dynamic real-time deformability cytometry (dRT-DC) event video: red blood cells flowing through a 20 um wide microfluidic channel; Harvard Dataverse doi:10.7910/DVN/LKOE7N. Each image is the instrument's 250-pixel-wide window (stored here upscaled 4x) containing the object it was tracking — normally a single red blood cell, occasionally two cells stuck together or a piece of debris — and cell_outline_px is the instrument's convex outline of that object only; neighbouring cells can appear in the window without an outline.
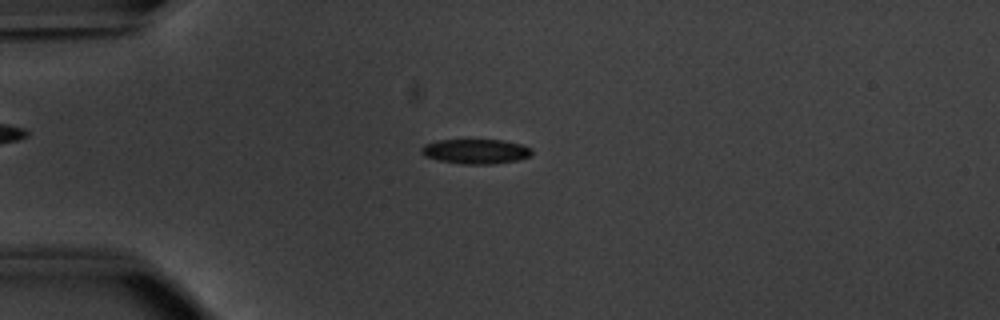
{"species": "common noctule bat (a hibernating species)", "species_latin": "Nyctalus noctula", "temperature_condition": "warm", "stored_images_in_passage": 53, "camera_frame_rate_fps": 3000, "um_per_image_px": 0.085, "animal": {"sex": "male", "body_mass_g": 20.1, "forearm_length_mm": 53.5}, "frame": {"image": 1, "passage_image": 14, "time_ms": 4.333, "image_size_px": [1000, 320], "cell_outline_px": [[532, 152], [528, 156], [516, 160], [492, 164], [464, 164], [440, 160], [424, 156], [420, 152], [420, 148], [424, 144], [436, 140], [504, 140], [520, 144], [532, 148]], "centroid_in_image_um": [40.4, 12.86], "position_along_channel_um": 44.6, "area_um2": 15.84}}
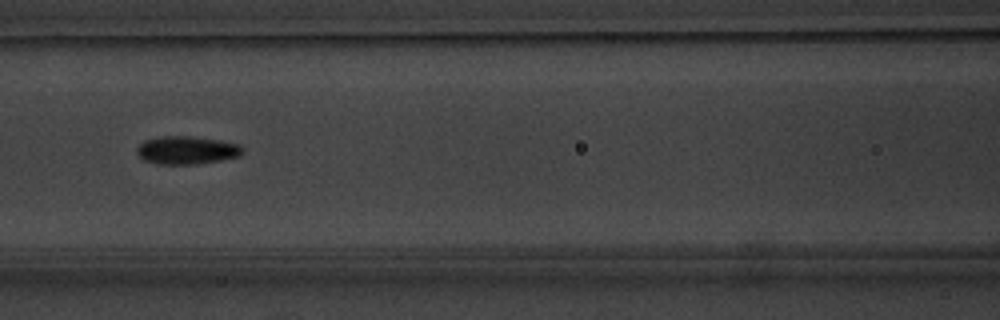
{"frame": {"image": 2, "passage_image": 24, "time_ms": 7.667, "image_size_px": [1000, 320], "cell_outline_px": [[240, 156], [220, 160], [196, 164], [156, 164], [144, 160], [136, 152], [136, 148], [144, 140], [160, 136], [192, 136], [220, 140], [240, 144]], "centroid_in_image_um": [15.83, 12.76], "position_along_channel_um": 150.8, "area_um2": 17.22}}
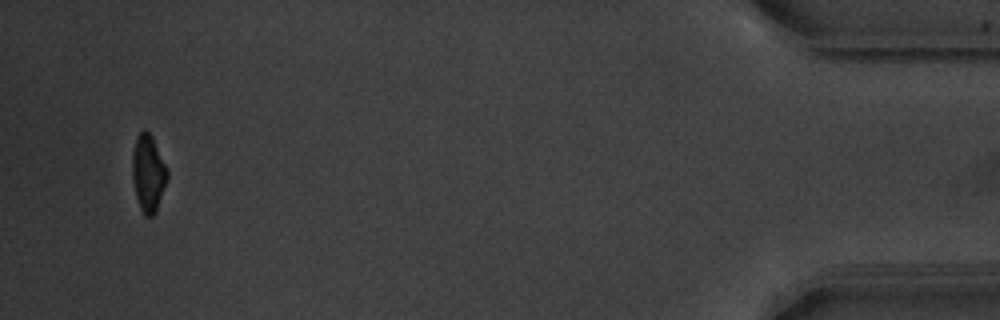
{"frame": {"image": 3, "passage_image": 51, "time_ms": 16.667, "image_size_px": [1000, 320], "cell_outline_px": [[168, 176], [156, 212], [152, 216], [144, 216], [140, 208], [136, 196], [132, 180], [132, 152], [136, 136], [144, 128], [152, 136], [168, 172]], "centroid_in_image_um": [12.57, 14.72], "position_along_channel_um": 422.6, "area_um2": 15.66}, "authors_computed_cell_mechanics": {"area_um2": 16.184, "velocity_mm_per_s": 3.856, "shape_relaxation_time_tau1_ms": 2.0127, "shape_relaxation_time_tau2_ms": 1.9314, "deformation_change_tau1": 0.1183, "deformation_change_tau2": 0.0605}}